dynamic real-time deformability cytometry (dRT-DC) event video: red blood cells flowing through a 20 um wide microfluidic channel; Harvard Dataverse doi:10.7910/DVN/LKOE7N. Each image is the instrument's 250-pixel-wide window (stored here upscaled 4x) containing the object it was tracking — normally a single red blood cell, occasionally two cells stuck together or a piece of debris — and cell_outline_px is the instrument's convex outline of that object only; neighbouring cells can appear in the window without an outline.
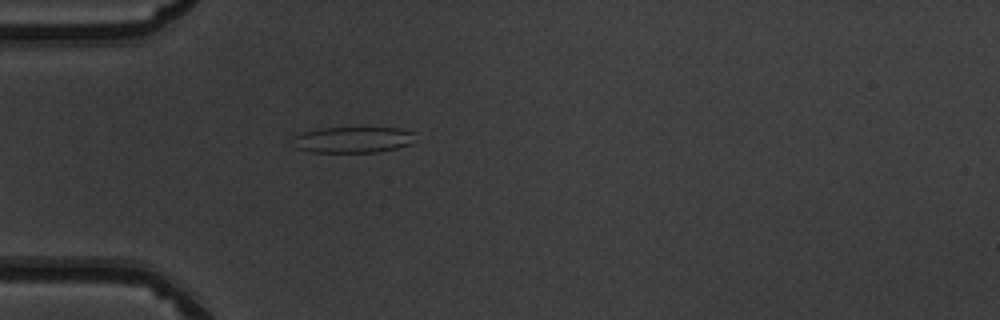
{"species": "common noctule bat (a hibernating species)", "species_latin": "Nyctalus noctula", "temperature_condition": "warm", "stored_images_in_passage": 36, "camera_frame_rate_fps": 3000, "um_per_image_px": 0.085, "animal": {"sex": "male", "body_mass_g": 19.5, "forearm_length_mm": 54.6}, "frame": {"image": 1, "passage_image": 1, "time_ms": 0.0, "image_size_px": [1000, 320], "cell_outline_px": [[416, 140], [408, 144], [396, 148], [380, 152], [308, 152], [296, 148], [288, 140], [292, 136], [304, 132], [320, 128], [400, 128], [412, 132]], "centroid_in_image_um": [29.92, 11.88], "position_along_channel_um": 55.1, "area_um2": 18.79}}
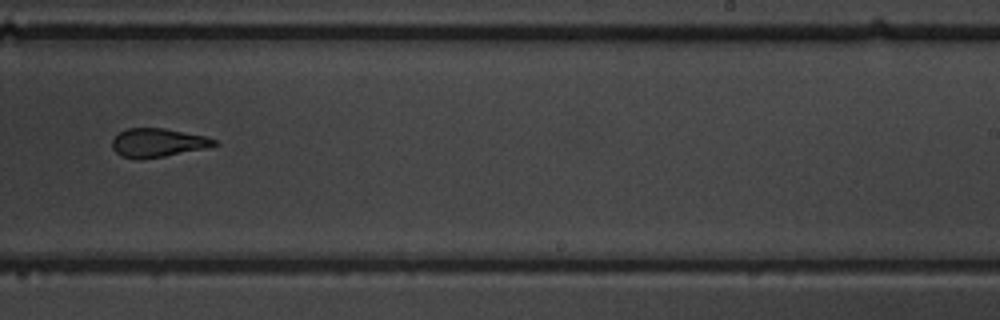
{"frame": {"image": 2, "passage_image": 18, "time_ms": 5.667, "image_size_px": [1000, 320], "cell_outline_px": [[220, 144], [204, 148], [164, 156], [140, 160], [136, 160], [120, 156], [112, 148], [112, 140], [120, 132], [128, 128], [164, 128], [204, 136], [216, 140]], "centroid_in_image_um": [13.37, 12.14], "position_along_channel_um": 275.6, "area_um2": 16.99}}
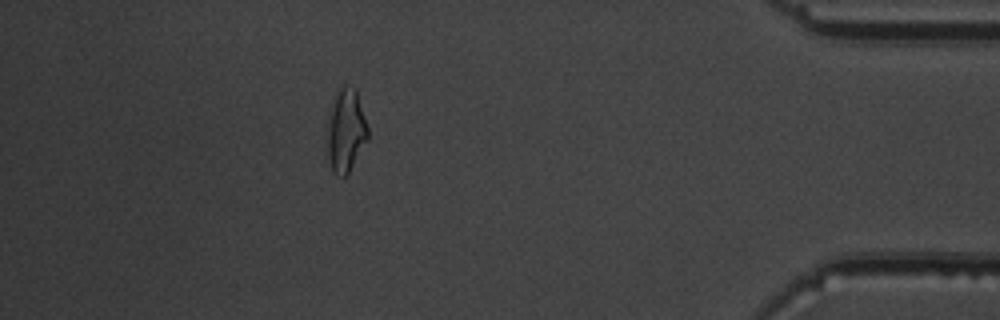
{"frame": {"image": 3, "passage_image": 31, "time_ms": 10.0, "image_size_px": [1000, 320], "cell_outline_px": [[368, 140], [348, 172], [344, 176], [332, 172], [328, 156], [328, 112], [336, 92], [340, 84], [344, 84], [356, 88], [368, 128]], "centroid_in_image_um": [29.4, 11.02], "position_along_channel_um": 405.8, "area_um2": 19.71}, "authors_computed_cell_mechanics": {"area_um2": 18.4382, "velocity_mm_per_s": 4.036, "shape_relaxation_time_tau1_ms": 8.927, "shape_relaxation_time_tau2_ms": 3.0271, "deformation_change_tau1": 0.2663, "deformation_change_tau2": 0.1213}}